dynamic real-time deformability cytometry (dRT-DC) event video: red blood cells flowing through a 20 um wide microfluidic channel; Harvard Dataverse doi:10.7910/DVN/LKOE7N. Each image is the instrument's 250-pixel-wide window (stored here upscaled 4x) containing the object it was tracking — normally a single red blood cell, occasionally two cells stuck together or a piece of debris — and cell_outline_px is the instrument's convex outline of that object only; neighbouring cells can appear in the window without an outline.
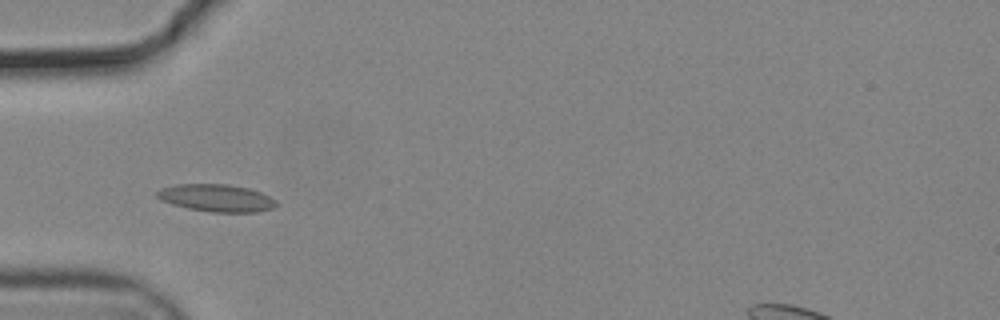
{"species": "common noctule bat (a hibernating species)", "species_latin": "Nyctalus noctula", "temperature_condition": "cold", "stored_images_in_passage": 7, "camera_frame_rate_fps": 3000, "um_per_image_px": 0.085, "animal": {"sex": "male", "body_mass_g": 19.2, "forearm_length_mm": 51.8}, "frame": {"image": 1, "passage_image": 4, "time_ms": 1.0, "image_size_px": [1000, 320], "cell_outline_px": [[280, 204], [272, 208], [256, 212], [208, 212], [188, 208], [172, 204], [160, 200], [156, 196], [156, 192], [160, 188], [176, 184], [228, 184], [248, 188], [260, 192], [276, 200]], "centroid_in_image_um": [18.38, 16.83], "position_along_channel_um": 66.6, "area_um2": 19.13}}